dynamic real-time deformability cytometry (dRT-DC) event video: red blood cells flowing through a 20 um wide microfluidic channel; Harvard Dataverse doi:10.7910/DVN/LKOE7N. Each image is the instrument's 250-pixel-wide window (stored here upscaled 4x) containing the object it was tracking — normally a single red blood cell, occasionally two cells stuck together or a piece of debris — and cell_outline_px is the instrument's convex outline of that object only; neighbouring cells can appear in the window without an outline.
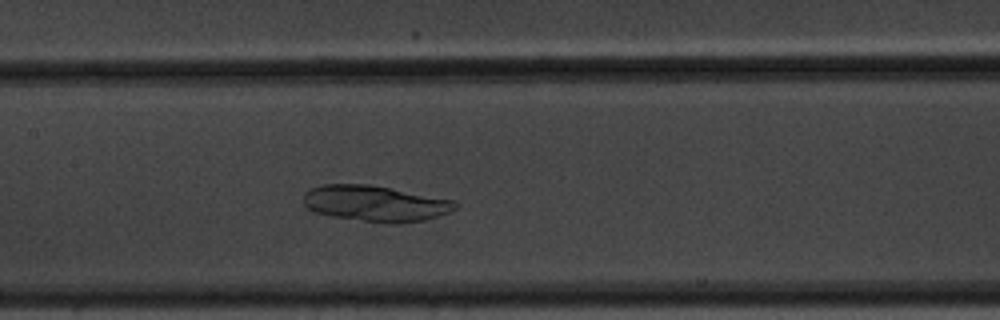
{"species": "common noctule bat (a hibernating species)", "species_latin": "Nyctalus noctula", "temperature_condition": "warm", "stored_images_in_passage": 47, "camera_frame_rate_fps": 3000, "um_per_image_px": 0.085, "animal": {"sex": "male", "body_mass_g": 20.1, "forearm_length_mm": 53.5}, "frame": {"image": 1, "passage_image": 24, "time_ms": 7.667, "image_size_px": [1000, 320], "cell_outline_px": [[460, 204], [456, 208], [448, 212], [424, 220], [396, 224], [388, 224], [332, 216], [312, 212], [304, 204], [304, 192], [312, 188], [324, 184], [368, 184], [392, 188], [456, 200]], "centroid_in_image_um": [31.92, 17.29], "position_along_channel_um": 175.5, "area_um2": 31.96}}
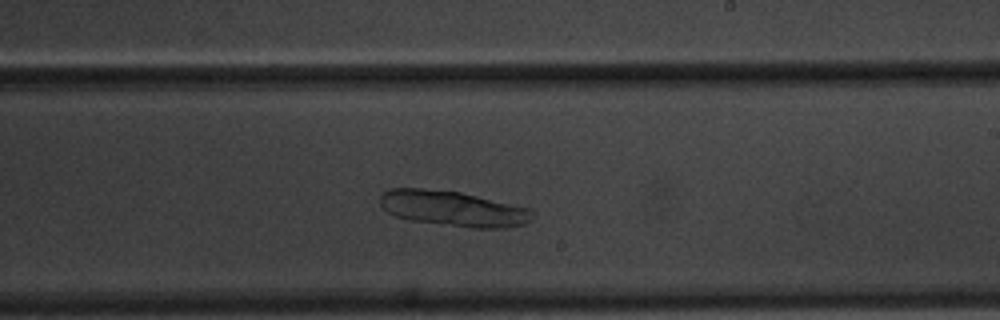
{"frame": {"image": 2, "passage_image": 31, "time_ms": 10.0, "image_size_px": [1000, 320], "cell_outline_px": [[536, 212], [532, 220], [524, 224], [504, 228], [472, 228], [412, 220], [396, 216], [388, 212], [380, 204], [380, 196], [388, 188], [420, 188], [460, 192], [532, 208]], "centroid_in_image_um": [38.57, 17.73], "position_along_channel_um": 250.4, "area_um2": 31.56}}
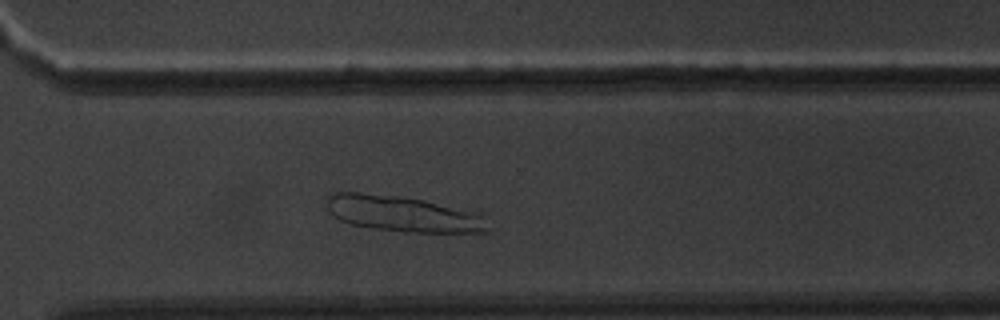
{"frame": {"image": 3, "passage_image": 39, "time_ms": 12.667, "image_size_px": [1000, 320], "cell_outline_px": [[484, 232], [404, 232], [372, 228], [352, 224], [340, 220], [332, 216], [328, 212], [328, 196], [336, 192], [360, 192], [400, 196], [420, 200], [436, 204], [480, 216], [484, 228]], "centroid_in_image_um": [34.01, 18.17], "position_along_channel_um": 336.6, "area_um2": 32.25}}